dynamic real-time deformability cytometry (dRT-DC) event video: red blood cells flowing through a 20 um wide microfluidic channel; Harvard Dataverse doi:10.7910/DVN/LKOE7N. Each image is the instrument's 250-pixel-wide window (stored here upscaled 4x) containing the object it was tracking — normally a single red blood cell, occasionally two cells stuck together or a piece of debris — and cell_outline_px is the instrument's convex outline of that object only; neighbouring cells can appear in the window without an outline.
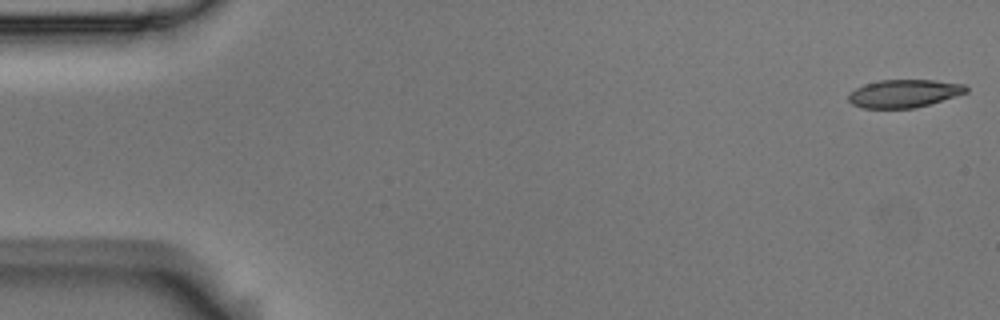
{"species": "Egyptian fruit bat (a non-hibernating species)", "species_latin": "Rousettus aegyptiacus", "temperature_condition": "room temperature", "stored_images_in_passage": 4, "camera_frame_rate_fps": 3000, "um_per_image_px": 0.085, "animal": {"sex": "male"}, "frame": {"image": 1, "passage_image": 1, "time_ms": 0.0, "image_size_px": [1000, 320], "cell_outline_px": [[968, 92], [916, 108], [860, 108], [852, 104], [848, 100], [848, 92], [864, 84], [880, 80], [936, 80], [964, 84], [968, 88]], "centroid_in_image_um": [76.81, 7.94], "position_along_channel_um": 8.2, "area_um2": 19.25}}
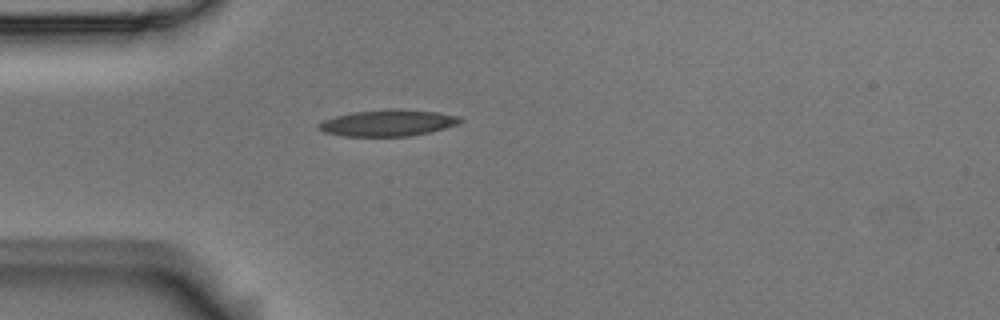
{"frame": {"image": 2, "passage_image": 4, "time_ms": 1.0, "image_size_px": [1000, 320], "cell_outline_px": [[464, 120], [456, 124], [444, 128], [428, 132], [408, 136], [340, 136], [324, 132], [320, 128], [320, 124], [324, 120], [336, 116], [352, 112], [388, 108], [396, 108], [436, 112], [460, 116]], "centroid_in_image_um": [32.98, 10.43], "position_along_channel_um": 52.0, "area_um2": 21.68}}